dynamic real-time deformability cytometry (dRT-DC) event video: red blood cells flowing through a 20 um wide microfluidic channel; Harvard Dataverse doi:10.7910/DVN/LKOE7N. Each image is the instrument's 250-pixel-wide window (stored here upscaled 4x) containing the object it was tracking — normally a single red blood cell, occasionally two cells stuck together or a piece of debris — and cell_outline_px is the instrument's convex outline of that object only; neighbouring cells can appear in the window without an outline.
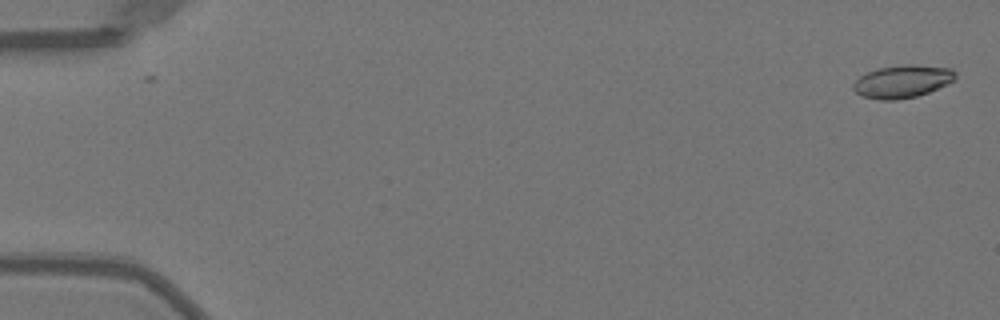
{"species": "Egyptian fruit bat (a non-hibernating species)", "species_latin": "Rousettus aegyptiacus", "temperature_condition": "warm", "stored_images_in_passage": 2, "camera_frame_rate_fps": 3000, "um_per_image_px": 0.085, "animal": {"sex": "female"}, "frame": {"image": 1, "passage_image": 1, "time_ms": 0.0, "image_size_px": [1000, 320], "cell_outline_px": [[956, 80], [928, 92], [916, 96], [896, 100], [880, 100], [864, 96], [856, 92], [852, 88], [852, 84], [860, 76], [876, 68], [908, 64], [912, 64], [952, 68], [956, 72]], "centroid_in_image_um": [76.72, 6.91], "position_along_channel_um": 8.3, "area_um2": 19.48}}